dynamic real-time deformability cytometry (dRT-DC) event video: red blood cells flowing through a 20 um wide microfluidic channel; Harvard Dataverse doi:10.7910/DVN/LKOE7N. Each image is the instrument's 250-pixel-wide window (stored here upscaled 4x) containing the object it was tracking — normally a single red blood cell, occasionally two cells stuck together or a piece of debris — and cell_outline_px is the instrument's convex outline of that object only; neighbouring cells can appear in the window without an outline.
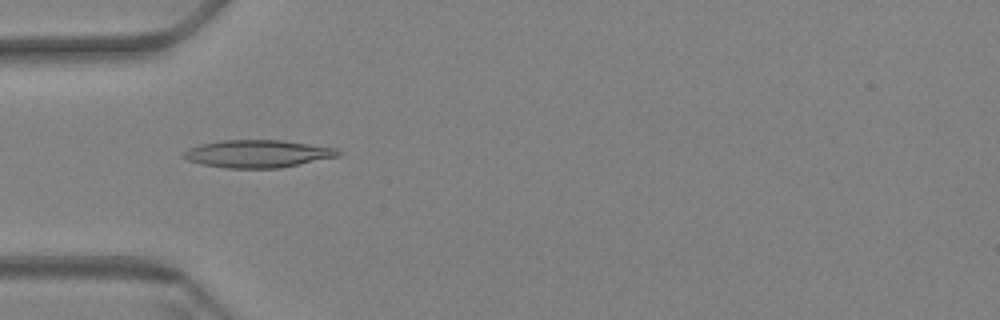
{"species": "Egyptian fruit bat (a non-hibernating species)", "species_latin": "Rousettus aegyptiacus", "temperature_condition": "warm", "stored_images_in_passage": 61, "camera_frame_rate_fps": 3000, "um_per_image_px": 0.085, "animal": {"sex": "female"}, "frame": {"image": 1, "passage_image": 19, "time_ms": 6.0, "image_size_px": [1000, 320], "cell_outline_px": [[344, 152], [340, 156], [280, 168], [228, 168], [200, 164], [188, 160], [180, 156], [188, 148], [200, 144], [224, 140], [280, 140], [336, 148]], "centroid_in_image_um": [21.91, 13.07], "position_along_channel_um": 63.1, "area_um2": 24.91}}
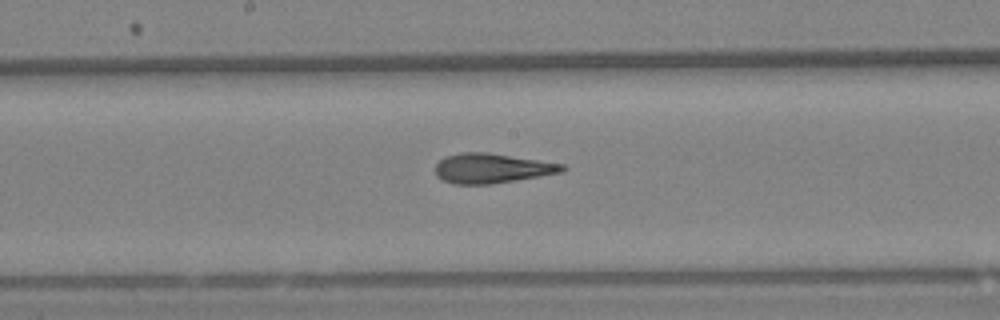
{"frame": {"image": 2, "passage_image": 32, "time_ms": 10.333, "image_size_px": [1000, 320], "cell_outline_px": [[568, 168], [564, 172], [540, 176], [488, 184], [452, 184], [436, 176], [436, 164], [444, 156], [460, 152], [488, 152], [564, 164]], "centroid_in_image_um": [41.81, 14.29], "position_along_channel_um": 206.4, "area_um2": 22.02}}
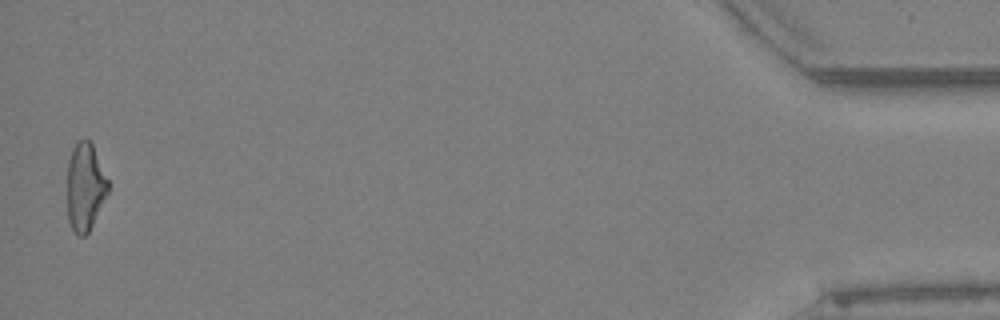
{"frame": {"image": 3, "passage_image": 60, "time_ms": 19.667, "image_size_px": [1000, 320], "cell_outline_px": [[108, 192], [88, 232], [84, 236], [76, 236], [68, 220], [68, 160], [72, 148], [84, 136], [92, 144], [108, 180]], "centroid_in_image_um": [7.22, 15.87], "position_along_channel_um": 428.0, "area_um2": 20.63}, "authors_computed_cell_mechanics": {"area_um2": 22.0218, "velocity_mm_per_s": 3.3522, "shape_relaxation_time_tau1_ms": null, "shape_relaxation_time_tau2_ms": 2.3246, "deformation_change_tau1": null, "deformation_change_tau2": 0.129}}